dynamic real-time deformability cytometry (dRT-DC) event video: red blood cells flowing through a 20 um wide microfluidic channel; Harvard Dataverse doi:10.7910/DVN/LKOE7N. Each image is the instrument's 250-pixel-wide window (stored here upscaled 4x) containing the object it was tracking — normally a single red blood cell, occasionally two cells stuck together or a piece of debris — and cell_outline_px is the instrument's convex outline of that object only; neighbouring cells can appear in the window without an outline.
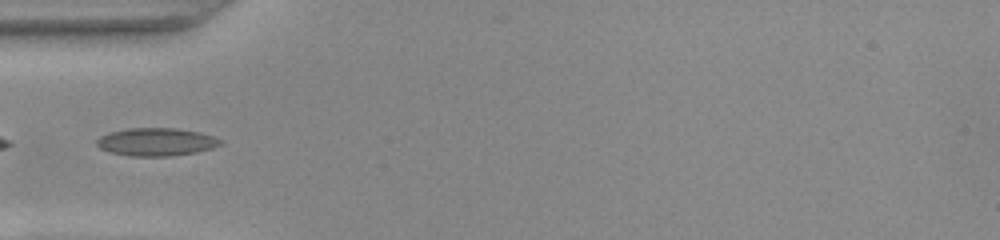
{"species": "common noctule bat (a hibernating species)", "species_latin": "Nyctalus noctula", "temperature_condition": "warm", "stored_images_in_passage": 36, "camera_frame_rate_fps": 3000, "um_per_image_px": 0.085, "animal": {"sex": "female", "body_mass_g": 22.0, "forearm_length_mm": 56.7}, "frame": {"image": 1, "passage_image": 1, "time_ms": 0.0, "image_size_px": [1000, 240], "cell_outline_px": [[224, 144], [212, 148], [196, 152], [168, 156], [128, 156], [108, 152], [100, 148], [96, 144], [96, 140], [100, 136], [112, 132], [128, 128], [176, 128], [200, 132], [224, 140]], "centroid_in_image_um": [13.3, 12.06], "position_along_channel_um": 71.7, "area_um2": 20.23}}
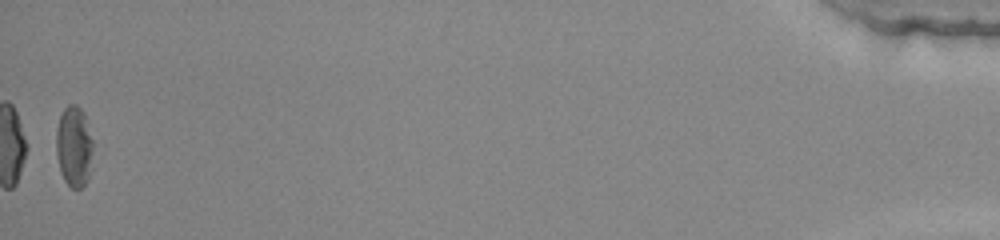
{"frame": {"image": 2, "passage_image": 36, "time_ms": 11.667, "image_size_px": [1000, 240], "cell_outline_px": [[92, 148], [88, 176], [84, 184], [80, 188], [72, 188], [64, 180], [60, 172], [56, 152], [56, 132], [60, 116], [64, 108], [68, 104], [76, 104], [84, 112], [92, 140]], "centroid_in_image_um": [6.26, 12.42], "position_along_channel_um": 428.9, "area_um2": 17.11}}